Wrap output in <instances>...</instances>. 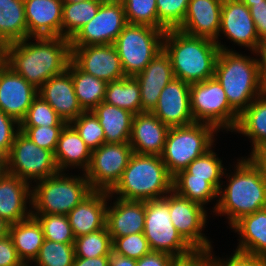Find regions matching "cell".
Segmentation results:
<instances>
[{"instance_id":"obj_55","label":"cell","mask_w":266,"mask_h":266,"mask_svg":"<svg viewBox=\"0 0 266 266\" xmlns=\"http://www.w3.org/2000/svg\"><path fill=\"white\" fill-rule=\"evenodd\" d=\"M249 156L250 159L260 168L262 174L266 177V143L259 146Z\"/></svg>"},{"instance_id":"obj_59","label":"cell","mask_w":266,"mask_h":266,"mask_svg":"<svg viewBox=\"0 0 266 266\" xmlns=\"http://www.w3.org/2000/svg\"><path fill=\"white\" fill-rule=\"evenodd\" d=\"M102 4H124L125 0H99Z\"/></svg>"},{"instance_id":"obj_46","label":"cell","mask_w":266,"mask_h":266,"mask_svg":"<svg viewBox=\"0 0 266 266\" xmlns=\"http://www.w3.org/2000/svg\"><path fill=\"white\" fill-rule=\"evenodd\" d=\"M64 126L19 127L39 147L55 152L57 141Z\"/></svg>"},{"instance_id":"obj_44","label":"cell","mask_w":266,"mask_h":266,"mask_svg":"<svg viewBox=\"0 0 266 266\" xmlns=\"http://www.w3.org/2000/svg\"><path fill=\"white\" fill-rule=\"evenodd\" d=\"M111 239L112 251L131 259L139 260L151 251L143 232Z\"/></svg>"},{"instance_id":"obj_1","label":"cell","mask_w":266,"mask_h":266,"mask_svg":"<svg viewBox=\"0 0 266 266\" xmlns=\"http://www.w3.org/2000/svg\"><path fill=\"white\" fill-rule=\"evenodd\" d=\"M5 45V63L39 89L51 77L65 72L72 60L70 39L33 37Z\"/></svg>"},{"instance_id":"obj_57","label":"cell","mask_w":266,"mask_h":266,"mask_svg":"<svg viewBox=\"0 0 266 266\" xmlns=\"http://www.w3.org/2000/svg\"><path fill=\"white\" fill-rule=\"evenodd\" d=\"M9 226L10 224L0 217V238L9 235Z\"/></svg>"},{"instance_id":"obj_50","label":"cell","mask_w":266,"mask_h":266,"mask_svg":"<svg viewBox=\"0 0 266 266\" xmlns=\"http://www.w3.org/2000/svg\"><path fill=\"white\" fill-rule=\"evenodd\" d=\"M0 266H25L17 255L10 235L0 238Z\"/></svg>"},{"instance_id":"obj_21","label":"cell","mask_w":266,"mask_h":266,"mask_svg":"<svg viewBox=\"0 0 266 266\" xmlns=\"http://www.w3.org/2000/svg\"><path fill=\"white\" fill-rule=\"evenodd\" d=\"M38 95L67 124L84 112L76 97L71 73L68 70L46 81L38 89Z\"/></svg>"},{"instance_id":"obj_19","label":"cell","mask_w":266,"mask_h":266,"mask_svg":"<svg viewBox=\"0 0 266 266\" xmlns=\"http://www.w3.org/2000/svg\"><path fill=\"white\" fill-rule=\"evenodd\" d=\"M219 33L252 52L260 42L249 8L241 0H223Z\"/></svg>"},{"instance_id":"obj_60","label":"cell","mask_w":266,"mask_h":266,"mask_svg":"<svg viewBox=\"0 0 266 266\" xmlns=\"http://www.w3.org/2000/svg\"><path fill=\"white\" fill-rule=\"evenodd\" d=\"M248 8L253 5V3H258L263 0H241Z\"/></svg>"},{"instance_id":"obj_16","label":"cell","mask_w":266,"mask_h":266,"mask_svg":"<svg viewBox=\"0 0 266 266\" xmlns=\"http://www.w3.org/2000/svg\"><path fill=\"white\" fill-rule=\"evenodd\" d=\"M223 0H190L183 23L178 30L215 41L220 50L232 51L218 40ZM220 41V42H219Z\"/></svg>"},{"instance_id":"obj_5","label":"cell","mask_w":266,"mask_h":266,"mask_svg":"<svg viewBox=\"0 0 266 266\" xmlns=\"http://www.w3.org/2000/svg\"><path fill=\"white\" fill-rule=\"evenodd\" d=\"M214 77L224 89L230 106L239 115L264 92L258 60L236 51H219Z\"/></svg>"},{"instance_id":"obj_18","label":"cell","mask_w":266,"mask_h":266,"mask_svg":"<svg viewBox=\"0 0 266 266\" xmlns=\"http://www.w3.org/2000/svg\"><path fill=\"white\" fill-rule=\"evenodd\" d=\"M190 85L173 78L161 91L158 103L152 113L169 127L194 123L191 112Z\"/></svg>"},{"instance_id":"obj_39","label":"cell","mask_w":266,"mask_h":266,"mask_svg":"<svg viewBox=\"0 0 266 266\" xmlns=\"http://www.w3.org/2000/svg\"><path fill=\"white\" fill-rule=\"evenodd\" d=\"M74 243H59L44 239L35 266H73Z\"/></svg>"},{"instance_id":"obj_10","label":"cell","mask_w":266,"mask_h":266,"mask_svg":"<svg viewBox=\"0 0 266 266\" xmlns=\"http://www.w3.org/2000/svg\"><path fill=\"white\" fill-rule=\"evenodd\" d=\"M1 168L29 184L32 180L37 182L59 172L54 153L36 145L22 131L17 133Z\"/></svg>"},{"instance_id":"obj_3","label":"cell","mask_w":266,"mask_h":266,"mask_svg":"<svg viewBox=\"0 0 266 266\" xmlns=\"http://www.w3.org/2000/svg\"><path fill=\"white\" fill-rule=\"evenodd\" d=\"M163 49L169 55L175 78L192 84L214 77L220 51L215 41L168 29L163 37Z\"/></svg>"},{"instance_id":"obj_31","label":"cell","mask_w":266,"mask_h":266,"mask_svg":"<svg viewBox=\"0 0 266 266\" xmlns=\"http://www.w3.org/2000/svg\"><path fill=\"white\" fill-rule=\"evenodd\" d=\"M234 132L243 134L252 142L251 154L266 143V92L264 91L239 115Z\"/></svg>"},{"instance_id":"obj_14","label":"cell","mask_w":266,"mask_h":266,"mask_svg":"<svg viewBox=\"0 0 266 266\" xmlns=\"http://www.w3.org/2000/svg\"><path fill=\"white\" fill-rule=\"evenodd\" d=\"M127 24L122 4H101L96 15L70 39V45L114 44Z\"/></svg>"},{"instance_id":"obj_36","label":"cell","mask_w":266,"mask_h":266,"mask_svg":"<svg viewBox=\"0 0 266 266\" xmlns=\"http://www.w3.org/2000/svg\"><path fill=\"white\" fill-rule=\"evenodd\" d=\"M101 4L99 0L63 3L62 37L71 39L82 26L96 15Z\"/></svg>"},{"instance_id":"obj_27","label":"cell","mask_w":266,"mask_h":266,"mask_svg":"<svg viewBox=\"0 0 266 266\" xmlns=\"http://www.w3.org/2000/svg\"><path fill=\"white\" fill-rule=\"evenodd\" d=\"M91 154L92 150L84 143L75 128L70 123L66 124L54 152L59 172L66 171L68 167L78 166L85 173L91 162Z\"/></svg>"},{"instance_id":"obj_8","label":"cell","mask_w":266,"mask_h":266,"mask_svg":"<svg viewBox=\"0 0 266 266\" xmlns=\"http://www.w3.org/2000/svg\"><path fill=\"white\" fill-rule=\"evenodd\" d=\"M166 31L129 23L123 28L114 46L126 77H135L141 73L163 49V37Z\"/></svg>"},{"instance_id":"obj_11","label":"cell","mask_w":266,"mask_h":266,"mask_svg":"<svg viewBox=\"0 0 266 266\" xmlns=\"http://www.w3.org/2000/svg\"><path fill=\"white\" fill-rule=\"evenodd\" d=\"M143 234L151 251L179 257L194 250L172 224L167 195L160 199L145 201Z\"/></svg>"},{"instance_id":"obj_54","label":"cell","mask_w":266,"mask_h":266,"mask_svg":"<svg viewBox=\"0 0 266 266\" xmlns=\"http://www.w3.org/2000/svg\"><path fill=\"white\" fill-rule=\"evenodd\" d=\"M110 256L94 258L75 257L73 266H109Z\"/></svg>"},{"instance_id":"obj_15","label":"cell","mask_w":266,"mask_h":266,"mask_svg":"<svg viewBox=\"0 0 266 266\" xmlns=\"http://www.w3.org/2000/svg\"><path fill=\"white\" fill-rule=\"evenodd\" d=\"M72 61L84 72L107 83L125 78L114 44L71 46Z\"/></svg>"},{"instance_id":"obj_22","label":"cell","mask_w":266,"mask_h":266,"mask_svg":"<svg viewBox=\"0 0 266 266\" xmlns=\"http://www.w3.org/2000/svg\"><path fill=\"white\" fill-rule=\"evenodd\" d=\"M135 78L140 86L142 112H152L161 91L175 78L169 55L164 49L159 51Z\"/></svg>"},{"instance_id":"obj_53","label":"cell","mask_w":266,"mask_h":266,"mask_svg":"<svg viewBox=\"0 0 266 266\" xmlns=\"http://www.w3.org/2000/svg\"><path fill=\"white\" fill-rule=\"evenodd\" d=\"M253 54L258 55L260 58L258 60L260 80L264 91L266 92V38L260 40L257 50Z\"/></svg>"},{"instance_id":"obj_32","label":"cell","mask_w":266,"mask_h":266,"mask_svg":"<svg viewBox=\"0 0 266 266\" xmlns=\"http://www.w3.org/2000/svg\"><path fill=\"white\" fill-rule=\"evenodd\" d=\"M27 38L24 0H0V43L5 46Z\"/></svg>"},{"instance_id":"obj_34","label":"cell","mask_w":266,"mask_h":266,"mask_svg":"<svg viewBox=\"0 0 266 266\" xmlns=\"http://www.w3.org/2000/svg\"><path fill=\"white\" fill-rule=\"evenodd\" d=\"M104 102L126 109L133 114L142 112L140 86L135 77L107 83Z\"/></svg>"},{"instance_id":"obj_28","label":"cell","mask_w":266,"mask_h":266,"mask_svg":"<svg viewBox=\"0 0 266 266\" xmlns=\"http://www.w3.org/2000/svg\"><path fill=\"white\" fill-rule=\"evenodd\" d=\"M231 228L240 235L236 250L266 258V208L242 217Z\"/></svg>"},{"instance_id":"obj_56","label":"cell","mask_w":266,"mask_h":266,"mask_svg":"<svg viewBox=\"0 0 266 266\" xmlns=\"http://www.w3.org/2000/svg\"><path fill=\"white\" fill-rule=\"evenodd\" d=\"M137 260L119 255L111 251L109 266H136Z\"/></svg>"},{"instance_id":"obj_13","label":"cell","mask_w":266,"mask_h":266,"mask_svg":"<svg viewBox=\"0 0 266 266\" xmlns=\"http://www.w3.org/2000/svg\"><path fill=\"white\" fill-rule=\"evenodd\" d=\"M172 224L194 249H211V242L202 233L207 223L205 206L178 195L175 191L167 194Z\"/></svg>"},{"instance_id":"obj_6","label":"cell","mask_w":266,"mask_h":266,"mask_svg":"<svg viewBox=\"0 0 266 266\" xmlns=\"http://www.w3.org/2000/svg\"><path fill=\"white\" fill-rule=\"evenodd\" d=\"M31 191L32 214L67 215L93 190L85 173L66 176L64 172L37 181Z\"/></svg>"},{"instance_id":"obj_49","label":"cell","mask_w":266,"mask_h":266,"mask_svg":"<svg viewBox=\"0 0 266 266\" xmlns=\"http://www.w3.org/2000/svg\"><path fill=\"white\" fill-rule=\"evenodd\" d=\"M170 266H211L210 249H194L189 254L174 257Z\"/></svg>"},{"instance_id":"obj_29","label":"cell","mask_w":266,"mask_h":266,"mask_svg":"<svg viewBox=\"0 0 266 266\" xmlns=\"http://www.w3.org/2000/svg\"><path fill=\"white\" fill-rule=\"evenodd\" d=\"M9 235L12 238L19 259L25 266H30L37 258L43 245L44 234L42 227L34 216L9 226Z\"/></svg>"},{"instance_id":"obj_51","label":"cell","mask_w":266,"mask_h":266,"mask_svg":"<svg viewBox=\"0 0 266 266\" xmlns=\"http://www.w3.org/2000/svg\"><path fill=\"white\" fill-rule=\"evenodd\" d=\"M259 40L266 38V0L249 7Z\"/></svg>"},{"instance_id":"obj_17","label":"cell","mask_w":266,"mask_h":266,"mask_svg":"<svg viewBox=\"0 0 266 266\" xmlns=\"http://www.w3.org/2000/svg\"><path fill=\"white\" fill-rule=\"evenodd\" d=\"M38 96V89L28 83L5 62L0 66V110L19 123Z\"/></svg>"},{"instance_id":"obj_26","label":"cell","mask_w":266,"mask_h":266,"mask_svg":"<svg viewBox=\"0 0 266 266\" xmlns=\"http://www.w3.org/2000/svg\"><path fill=\"white\" fill-rule=\"evenodd\" d=\"M107 206L106 227L111 238L142 233L145 221V201L115 198Z\"/></svg>"},{"instance_id":"obj_4","label":"cell","mask_w":266,"mask_h":266,"mask_svg":"<svg viewBox=\"0 0 266 266\" xmlns=\"http://www.w3.org/2000/svg\"><path fill=\"white\" fill-rule=\"evenodd\" d=\"M173 190V176L159 155L133 153L110 195L125 200L160 199Z\"/></svg>"},{"instance_id":"obj_7","label":"cell","mask_w":266,"mask_h":266,"mask_svg":"<svg viewBox=\"0 0 266 266\" xmlns=\"http://www.w3.org/2000/svg\"><path fill=\"white\" fill-rule=\"evenodd\" d=\"M217 132L219 131L213 125L200 122L170 127L160 155L168 172L175 176L194 159L210 150Z\"/></svg>"},{"instance_id":"obj_40","label":"cell","mask_w":266,"mask_h":266,"mask_svg":"<svg viewBox=\"0 0 266 266\" xmlns=\"http://www.w3.org/2000/svg\"><path fill=\"white\" fill-rule=\"evenodd\" d=\"M123 6L129 24L147 25L168 30L158 20L156 0H125Z\"/></svg>"},{"instance_id":"obj_35","label":"cell","mask_w":266,"mask_h":266,"mask_svg":"<svg viewBox=\"0 0 266 266\" xmlns=\"http://www.w3.org/2000/svg\"><path fill=\"white\" fill-rule=\"evenodd\" d=\"M173 191L191 201L205 205L218 198V190L205 179L191 178L185 169L173 176Z\"/></svg>"},{"instance_id":"obj_20","label":"cell","mask_w":266,"mask_h":266,"mask_svg":"<svg viewBox=\"0 0 266 266\" xmlns=\"http://www.w3.org/2000/svg\"><path fill=\"white\" fill-rule=\"evenodd\" d=\"M31 186L33 184L30 185L0 168V217L10 225L32 215L31 208L27 207V204L29 207L32 204Z\"/></svg>"},{"instance_id":"obj_52","label":"cell","mask_w":266,"mask_h":266,"mask_svg":"<svg viewBox=\"0 0 266 266\" xmlns=\"http://www.w3.org/2000/svg\"><path fill=\"white\" fill-rule=\"evenodd\" d=\"M174 256L157 251H150L148 254L137 260L136 266H170Z\"/></svg>"},{"instance_id":"obj_42","label":"cell","mask_w":266,"mask_h":266,"mask_svg":"<svg viewBox=\"0 0 266 266\" xmlns=\"http://www.w3.org/2000/svg\"><path fill=\"white\" fill-rule=\"evenodd\" d=\"M66 124L57 112L38 95L21 120L20 127L65 126Z\"/></svg>"},{"instance_id":"obj_58","label":"cell","mask_w":266,"mask_h":266,"mask_svg":"<svg viewBox=\"0 0 266 266\" xmlns=\"http://www.w3.org/2000/svg\"><path fill=\"white\" fill-rule=\"evenodd\" d=\"M5 61V46L0 43V66L4 63Z\"/></svg>"},{"instance_id":"obj_24","label":"cell","mask_w":266,"mask_h":266,"mask_svg":"<svg viewBox=\"0 0 266 266\" xmlns=\"http://www.w3.org/2000/svg\"><path fill=\"white\" fill-rule=\"evenodd\" d=\"M112 197L107 191L93 190L67 214L75 238L106 227L107 201Z\"/></svg>"},{"instance_id":"obj_30","label":"cell","mask_w":266,"mask_h":266,"mask_svg":"<svg viewBox=\"0 0 266 266\" xmlns=\"http://www.w3.org/2000/svg\"><path fill=\"white\" fill-rule=\"evenodd\" d=\"M92 111L103 128L105 143H129L135 114L104 101Z\"/></svg>"},{"instance_id":"obj_33","label":"cell","mask_w":266,"mask_h":266,"mask_svg":"<svg viewBox=\"0 0 266 266\" xmlns=\"http://www.w3.org/2000/svg\"><path fill=\"white\" fill-rule=\"evenodd\" d=\"M67 70L71 73L76 97L84 111H92L104 101L107 82L82 71L72 60Z\"/></svg>"},{"instance_id":"obj_48","label":"cell","mask_w":266,"mask_h":266,"mask_svg":"<svg viewBox=\"0 0 266 266\" xmlns=\"http://www.w3.org/2000/svg\"><path fill=\"white\" fill-rule=\"evenodd\" d=\"M212 249H210L211 266H266V258L254 254L235 250L233 256L225 260L213 257Z\"/></svg>"},{"instance_id":"obj_37","label":"cell","mask_w":266,"mask_h":266,"mask_svg":"<svg viewBox=\"0 0 266 266\" xmlns=\"http://www.w3.org/2000/svg\"><path fill=\"white\" fill-rule=\"evenodd\" d=\"M222 160L212 150H208L202 156L194 159L185 170L191 174V178L205 179L210 182L218 191L222 187L221 178L224 175ZM221 182V183H220Z\"/></svg>"},{"instance_id":"obj_47","label":"cell","mask_w":266,"mask_h":266,"mask_svg":"<svg viewBox=\"0 0 266 266\" xmlns=\"http://www.w3.org/2000/svg\"><path fill=\"white\" fill-rule=\"evenodd\" d=\"M19 127L20 123L15 118L0 110V159L2 161L9 154L14 139L20 131Z\"/></svg>"},{"instance_id":"obj_9","label":"cell","mask_w":266,"mask_h":266,"mask_svg":"<svg viewBox=\"0 0 266 266\" xmlns=\"http://www.w3.org/2000/svg\"><path fill=\"white\" fill-rule=\"evenodd\" d=\"M191 112L195 122L213 125L217 130L235 129L239 114L230 106L224 89L213 77L190 85Z\"/></svg>"},{"instance_id":"obj_41","label":"cell","mask_w":266,"mask_h":266,"mask_svg":"<svg viewBox=\"0 0 266 266\" xmlns=\"http://www.w3.org/2000/svg\"><path fill=\"white\" fill-rule=\"evenodd\" d=\"M40 223L44 239L59 243H74L75 236L67 215L32 214Z\"/></svg>"},{"instance_id":"obj_25","label":"cell","mask_w":266,"mask_h":266,"mask_svg":"<svg viewBox=\"0 0 266 266\" xmlns=\"http://www.w3.org/2000/svg\"><path fill=\"white\" fill-rule=\"evenodd\" d=\"M169 129L152 112L135 114L129 144L134 153L160 156Z\"/></svg>"},{"instance_id":"obj_2","label":"cell","mask_w":266,"mask_h":266,"mask_svg":"<svg viewBox=\"0 0 266 266\" xmlns=\"http://www.w3.org/2000/svg\"><path fill=\"white\" fill-rule=\"evenodd\" d=\"M228 178L227 187L218 191L213 213L227 215L231 227L242 217L266 208V177L250 159L242 158Z\"/></svg>"},{"instance_id":"obj_45","label":"cell","mask_w":266,"mask_h":266,"mask_svg":"<svg viewBox=\"0 0 266 266\" xmlns=\"http://www.w3.org/2000/svg\"><path fill=\"white\" fill-rule=\"evenodd\" d=\"M190 0H156L158 20L167 29H177L184 21Z\"/></svg>"},{"instance_id":"obj_61","label":"cell","mask_w":266,"mask_h":266,"mask_svg":"<svg viewBox=\"0 0 266 266\" xmlns=\"http://www.w3.org/2000/svg\"><path fill=\"white\" fill-rule=\"evenodd\" d=\"M63 3H77V2H81V1H85V0H62Z\"/></svg>"},{"instance_id":"obj_43","label":"cell","mask_w":266,"mask_h":266,"mask_svg":"<svg viewBox=\"0 0 266 266\" xmlns=\"http://www.w3.org/2000/svg\"><path fill=\"white\" fill-rule=\"evenodd\" d=\"M70 124L91 150L97 149L105 143L103 128L93 111H84Z\"/></svg>"},{"instance_id":"obj_38","label":"cell","mask_w":266,"mask_h":266,"mask_svg":"<svg viewBox=\"0 0 266 266\" xmlns=\"http://www.w3.org/2000/svg\"><path fill=\"white\" fill-rule=\"evenodd\" d=\"M74 251L75 257L94 258L110 256L112 239L107 227L75 238Z\"/></svg>"},{"instance_id":"obj_12","label":"cell","mask_w":266,"mask_h":266,"mask_svg":"<svg viewBox=\"0 0 266 266\" xmlns=\"http://www.w3.org/2000/svg\"><path fill=\"white\" fill-rule=\"evenodd\" d=\"M133 153L129 143H104L92 150L91 162L85 172L92 190L110 192L122 177Z\"/></svg>"},{"instance_id":"obj_23","label":"cell","mask_w":266,"mask_h":266,"mask_svg":"<svg viewBox=\"0 0 266 266\" xmlns=\"http://www.w3.org/2000/svg\"><path fill=\"white\" fill-rule=\"evenodd\" d=\"M28 37H62V0H24Z\"/></svg>"}]
</instances>
